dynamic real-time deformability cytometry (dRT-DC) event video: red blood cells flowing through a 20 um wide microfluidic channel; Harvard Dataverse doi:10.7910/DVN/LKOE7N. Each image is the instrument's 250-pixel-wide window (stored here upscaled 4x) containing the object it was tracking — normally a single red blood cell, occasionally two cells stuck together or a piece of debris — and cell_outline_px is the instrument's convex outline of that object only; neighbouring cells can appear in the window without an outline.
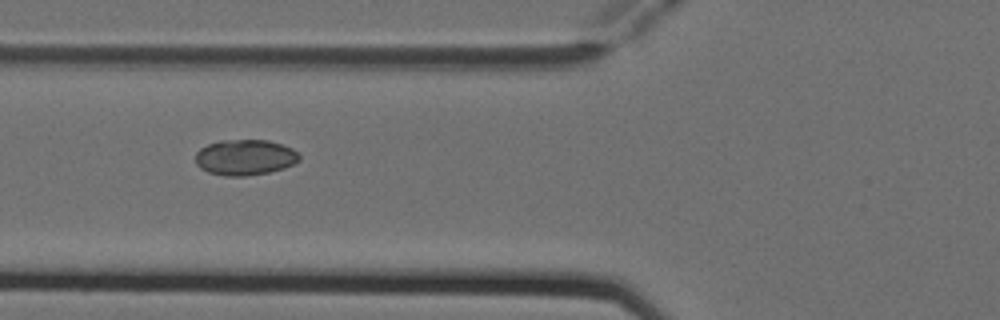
{"species": "Egyptian fruit bat (a non-hibernating species)", "species_latin": "Rousettus aegyptiacus", "temperature_condition": "cold", "stored_images_in_passage": 7, "camera_frame_rate_fps": 3000, "um_per_image_px": 0.085, "animal": {"sex": "female"}, "frame": {"image": 1, "passage_image": 6, "time_ms": 1.667, "image_size_px": [1000, 320], "cell_outline_px": [[300, 160], [284, 168], [268, 172], [244, 176], [224, 176], [208, 172], [200, 168], [196, 164], [196, 152], [200, 148], [208, 144], [220, 140], [268, 140], [292, 148], [300, 156]], "centroid_in_image_um": [20.8, 13.37], "position_along_channel_um": 105.0, "area_um2": 21.56}}
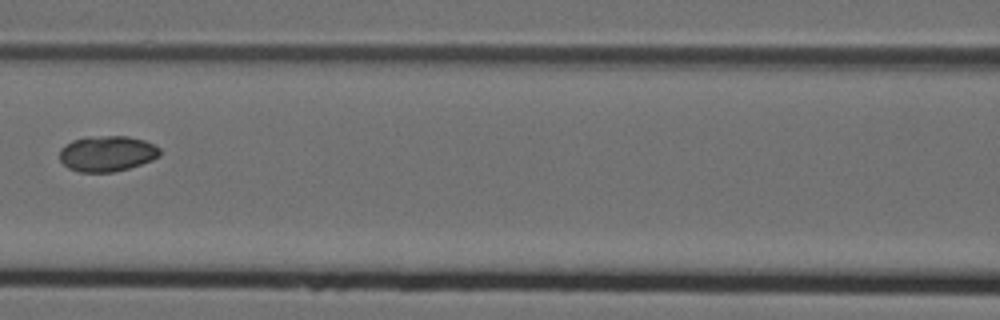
{"frame": {"image": 2, "passage_image": 7, "time_ms": 2.0, "image_size_px": [1000, 320], "cell_outline_px": [[160, 156], [152, 160], [128, 168], [112, 172], [80, 172], [68, 168], [60, 160], [60, 148], [72, 140], [88, 136], [128, 136], [144, 140], [160, 148]], "centroid_in_image_um": [9.09, 13.04], "position_along_channel_um": 157.5, "area_um2": 20.87}}